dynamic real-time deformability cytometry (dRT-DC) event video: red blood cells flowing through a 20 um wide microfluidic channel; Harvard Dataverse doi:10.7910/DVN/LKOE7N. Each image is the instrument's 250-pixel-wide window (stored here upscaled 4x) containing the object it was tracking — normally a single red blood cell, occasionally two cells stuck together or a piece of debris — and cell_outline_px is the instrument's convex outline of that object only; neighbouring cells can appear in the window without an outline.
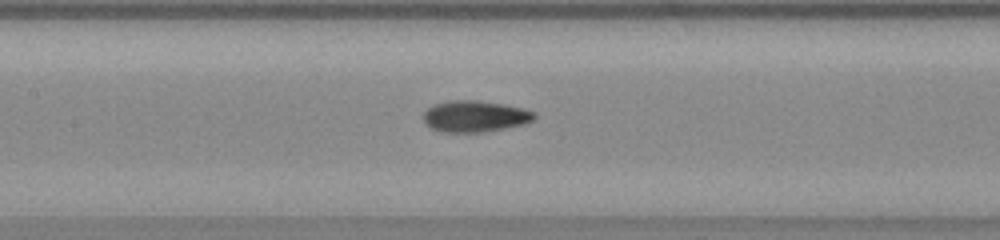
{"species": "common noctule bat (a hibernating species)", "species_latin": "Nyctalus noctula", "temperature_condition": "warm", "stored_images_in_passage": 36, "camera_frame_rate_fps": 3000, "um_per_image_px": 0.085, "animal": {"sex": "female", "body_mass_g": 23.0, "forearm_length_mm": 53.4}, "frame": {"image": 1, "passage_image": 13, "time_ms": 4.0, "image_size_px": [1000, 240], "cell_outline_px": [[536, 116], [532, 120], [524, 124], [504, 128], [480, 132], [444, 132], [432, 128], [424, 120], [424, 112], [432, 104], [448, 100], [476, 100], [504, 104], [524, 108], [536, 112]], "centroid_in_image_um": [40.38, 9.87], "position_along_channel_um": 167.0, "area_um2": 20.23}}
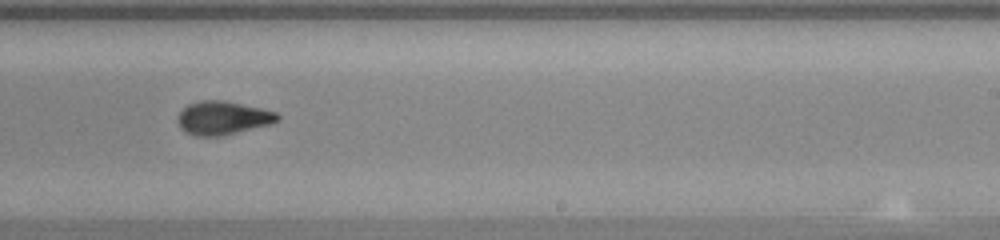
{"frame": {"image": 2, "passage_image": 21, "time_ms": 6.667, "image_size_px": [1000, 240], "cell_outline_px": [[280, 120], [268, 124], [224, 136], [196, 136], [184, 132], [180, 128], [176, 120], [176, 116], [188, 104], [200, 100], [224, 100], [260, 108], [276, 112], [280, 116]], "centroid_in_image_um": [18.89, 10.03], "position_along_channel_um": 270.1, "area_um2": 19.59}}
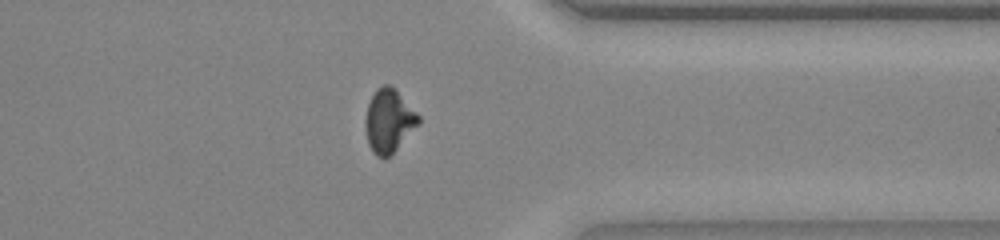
{"frame": {"image": 3, "passage_image": 30, "time_ms": 9.667, "image_size_px": [1000, 240], "cell_outline_px": [[420, 124], [384, 160], [376, 156], [372, 152], [368, 144], [364, 124], [364, 120], [368, 104], [376, 88], [384, 84], [388, 84], [420, 116]], "centroid_in_image_um": [33.01, 10.3], "position_along_channel_um": 378.4, "area_um2": 19.36}}